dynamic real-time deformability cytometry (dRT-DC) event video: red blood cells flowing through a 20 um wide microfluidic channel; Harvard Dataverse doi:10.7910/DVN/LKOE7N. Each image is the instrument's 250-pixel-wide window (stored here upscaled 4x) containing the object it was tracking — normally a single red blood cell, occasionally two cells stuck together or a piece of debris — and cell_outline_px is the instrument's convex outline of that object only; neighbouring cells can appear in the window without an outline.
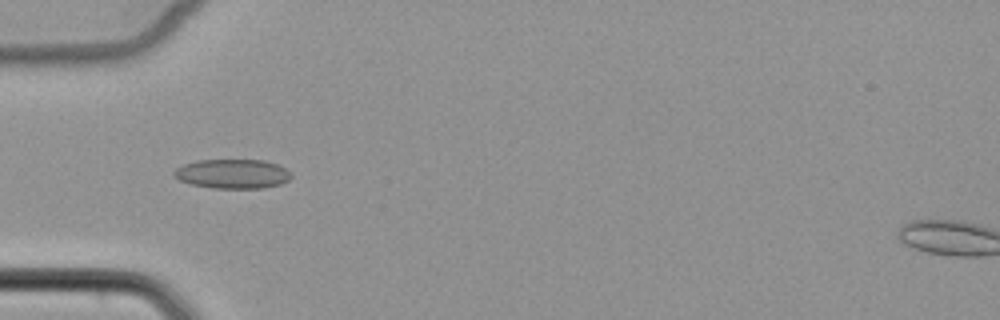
{"species": "common noctule bat (a hibernating species)", "species_latin": "Nyctalus noctula", "temperature_condition": "cold", "stored_images_in_passage": 53, "camera_frame_rate_fps": 3000, "um_per_image_px": 0.085, "animal": {"sex": "female", "body_mass_g": 22.7, "forearm_length_mm": 54.2}, "frame": {"image": 1, "passage_image": 18, "time_ms": 5.667, "image_size_px": [1000, 320], "cell_outline_px": [[292, 176], [288, 180], [280, 184], [264, 188], [212, 188], [192, 184], [180, 180], [172, 176], [172, 172], [176, 168], [184, 164], [196, 160], [264, 160], [276, 164], [292, 172]], "centroid_in_image_um": [19.75, 14.77], "position_along_channel_um": 65.2, "area_um2": 20.11}}
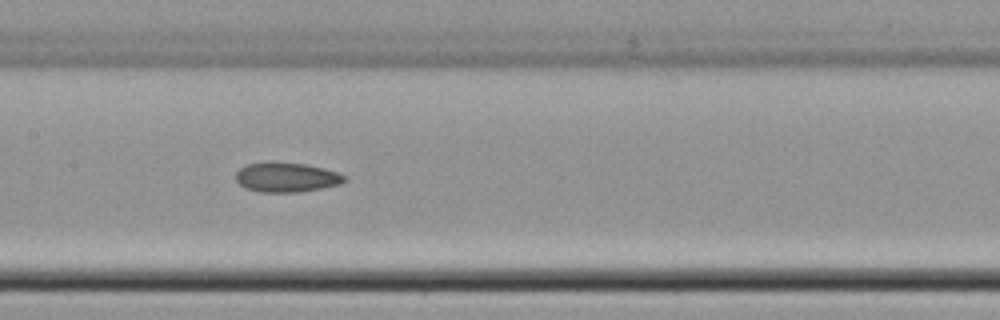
{"frame": {"image": 2, "passage_image": 27, "time_ms": 8.667, "image_size_px": [1000, 320], "cell_outline_px": [[344, 180], [340, 184], [300, 192], [260, 192], [244, 188], [236, 180], [236, 172], [244, 164], [268, 160], [304, 164], [324, 168], [336, 172], [344, 176]], "centroid_in_image_um": [24.26, 15.04], "position_along_channel_um": 183.1, "area_um2": 18.96}}
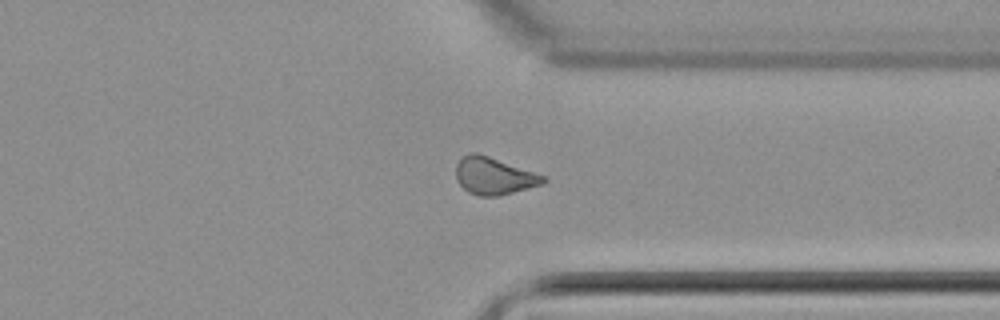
{"frame": {"image": 3, "passage_image": 41, "time_ms": 13.333, "image_size_px": [1000, 320], "cell_outline_px": [[548, 180], [544, 184], [496, 196], [480, 196], [468, 192], [456, 180], [456, 164], [460, 156], [468, 152], [476, 152], [548, 176]], "centroid_in_image_um": [41.99, 14.93], "position_along_channel_um": 369.4, "area_um2": 19.13}}